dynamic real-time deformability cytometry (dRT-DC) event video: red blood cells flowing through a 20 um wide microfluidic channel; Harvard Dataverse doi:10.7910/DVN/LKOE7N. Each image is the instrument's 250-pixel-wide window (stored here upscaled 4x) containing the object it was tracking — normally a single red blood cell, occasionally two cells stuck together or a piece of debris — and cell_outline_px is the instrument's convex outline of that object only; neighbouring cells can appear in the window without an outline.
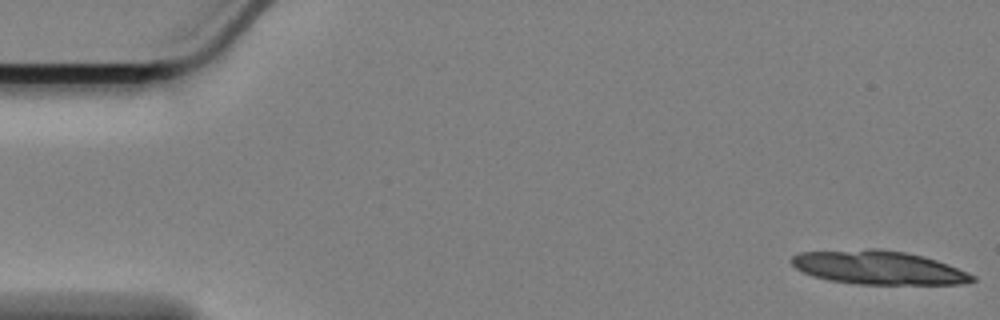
{"species": "Egyptian fruit bat (a non-hibernating species)", "species_latin": "Rousettus aegyptiacus", "temperature_condition": "cold", "stored_images_in_passage": 15, "camera_frame_rate_fps": 3000, "um_per_image_px": 0.085, "animal": {"sex": "female"}, "frame": {"image": 1, "passage_image": 1, "time_ms": 0.0, "image_size_px": [1000, 320], "cell_outline_px": [[976, 280], [964, 284], [856, 284], [828, 280], [812, 276], [796, 268], [792, 264], [792, 256], [800, 252], [868, 248], [880, 248], [904, 252], [924, 256], [948, 264], [968, 272], [976, 276]], "centroid_in_image_um": [74.68, 22.74], "position_along_channel_um": 10.3, "area_um2": 35.66}}